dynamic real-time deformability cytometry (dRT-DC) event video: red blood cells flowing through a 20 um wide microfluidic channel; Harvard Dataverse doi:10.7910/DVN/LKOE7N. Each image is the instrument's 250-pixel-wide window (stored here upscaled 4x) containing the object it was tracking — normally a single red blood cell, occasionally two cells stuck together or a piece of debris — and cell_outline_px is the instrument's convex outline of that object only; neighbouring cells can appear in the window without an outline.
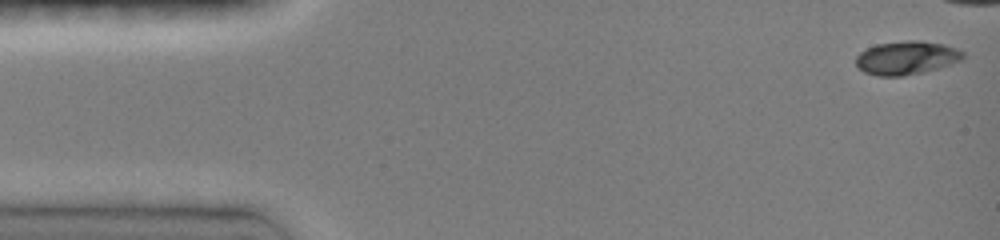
{"species": "common noctule bat (a hibernating species)", "species_latin": "Nyctalus noctula", "temperature_condition": "room temperature", "stored_images_in_passage": 42, "camera_frame_rate_fps": 3000, "um_per_image_px": 0.085, "animal": {"sex": "female", "body_mass_g": 19.0, "forearm_length_mm": 51.5}, "frame": {"image": 1, "passage_image": 1, "time_ms": 0.0, "image_size_px": [1000, 240], "cell_outline_px": [[964, 56], [960, 60], [936, 68], [904, 76], [876, 76], [864, 72], [856, 64], [856, 56], [860, 52], [876, 44], [908, 40], [920, 40], [944, 44], [956, 48], [964, 52]], "centroid_in_image_um": [77.02, 4.9], "position_along_channel_um": 8.0, "area_um2": 20.69}}
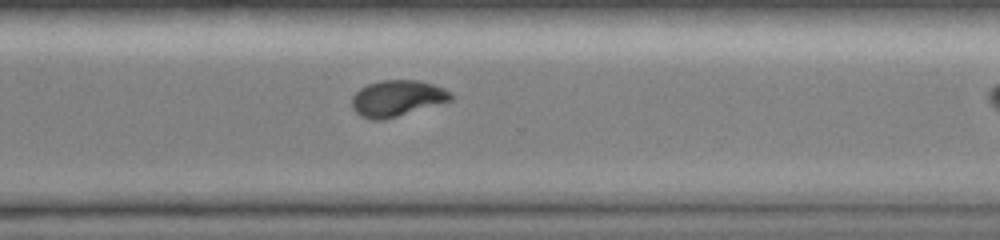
{"frame": {"image": 2, "passage_image": 39, "time_ms": 11.0, "image_size_px": [1000, 240], "cell_outline_px": [[452, 100], [384, 120], [372, 120], [360, 116], [352, 108], [352, 96], [360, 88], [368, 84], [380, 80], [420, 80], [444, 88], [452, 92]], "centroid_in_image_um": [33.74, 8.35], "position_along_channel_um": 336.9, "area_um2": 20.87}}
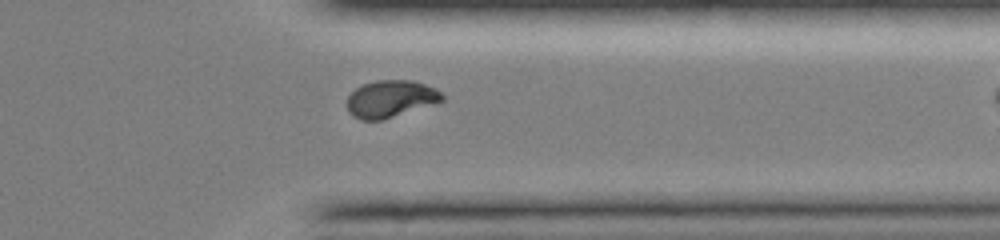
{"frame": {"image": 3, "passage_image": 41, "time_ms": 12.0, "image_size_px": [1000, 240], "cell_outline_px": [[444, 100], [380, 120], [360, 120], [352, 116], [348, 112], [348, 96], [356, 88], [364, 84], [376, 80], [412, 80], [436, 88], [444, 96]], "centroid_in_image_um": [33.18, 8.39], "position_along_channel_um": 378.2, "area_um2": 20.23}}